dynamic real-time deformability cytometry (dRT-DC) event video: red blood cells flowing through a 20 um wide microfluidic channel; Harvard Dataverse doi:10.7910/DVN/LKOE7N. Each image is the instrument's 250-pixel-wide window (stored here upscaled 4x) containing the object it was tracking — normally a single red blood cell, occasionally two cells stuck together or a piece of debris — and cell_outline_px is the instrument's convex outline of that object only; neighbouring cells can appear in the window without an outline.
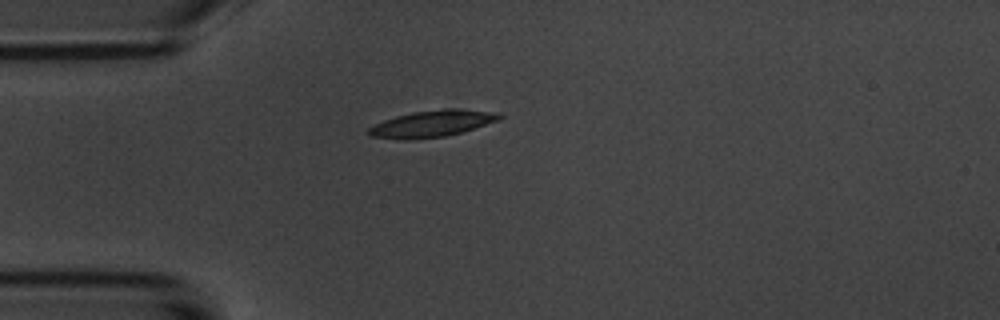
{"species": "common noctule bat (a hibernating species)", "species_latin": "Nyctalus noctula", "temperature_condition": "room temperature", "stored_images_in_passage": 3, "camera_frame_rate_fps": 3000, "um_per_image_px": 0.085, "animal": {"sex": "male", "body_mass_g": 20.1, "forearm_length_mm": 53.5}, "frame": {"image": 1, "passage_image": 3, "time_ms": 2.333, "image_size_px": [1000, 320], "cell_outline_px": [[504, 116], [500, 120], [460, 132], [444, 136], [412, 140], [404, 140], [368, 136], [364, 132], [368, 128], [384, 120], [396, 116], [412, 112], [444, 108], [456, 108], [500, 112]], "centroid_in_image_um": [36.72, 10.5], "position_along_channel_um": 48.3, "area_um2": 20.52}}